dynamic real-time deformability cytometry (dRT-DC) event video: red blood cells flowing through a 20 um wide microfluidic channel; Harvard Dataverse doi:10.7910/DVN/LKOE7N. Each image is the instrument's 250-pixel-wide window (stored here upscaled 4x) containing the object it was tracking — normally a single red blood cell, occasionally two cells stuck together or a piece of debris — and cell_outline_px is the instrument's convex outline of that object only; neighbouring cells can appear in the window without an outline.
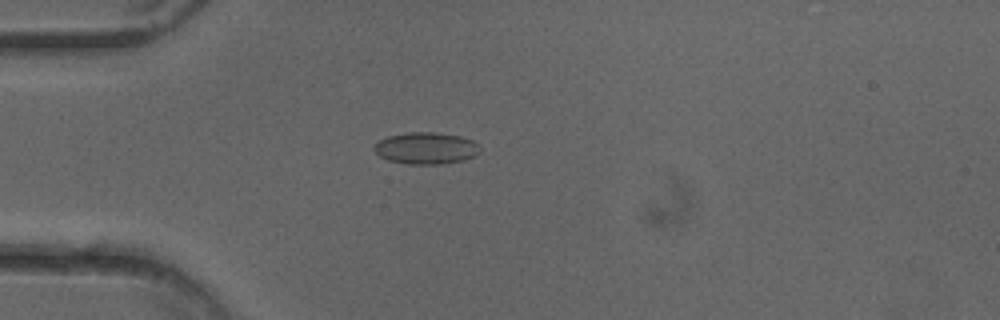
{"species": "common noctule bat (a hibernating species)", "species_latin": "Nyctalus noctula", "temperature_condition": "cold", "stored_images_in_passage": 16, "camera_frame_rate_fps": 3000, "um_per_image_px": 0.085, "animal": {"sex": "female"}, "frame": {"image": 1, "passage_image": 14, "time_ms": 4.333, "image_size_px": [1000, 320], "cell_outline_px": [[480, 152], [476, 156], [464, 160], [444, 164], [404, 164], [388, 160], [380, 156], [372, 148], [380, 140], [388, 136], [408, 132], [436, 132], [460, 136], [472, 140], [480, 144]], "centroid_in_image_um": [36.25, 12.6], "position_along_channel_um": 48.7, "area_um2": 19.83}}